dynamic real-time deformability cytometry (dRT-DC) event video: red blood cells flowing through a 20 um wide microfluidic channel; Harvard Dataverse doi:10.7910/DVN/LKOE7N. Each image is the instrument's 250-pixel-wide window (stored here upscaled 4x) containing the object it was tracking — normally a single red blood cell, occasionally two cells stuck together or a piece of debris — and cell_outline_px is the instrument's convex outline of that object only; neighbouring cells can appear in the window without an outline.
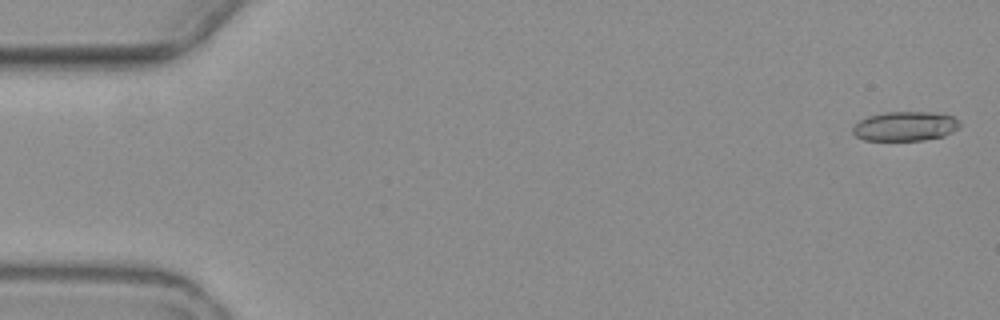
{"species": "common noctule bat (a hibernating species)", "species_latin": "Nyctalus noctula", "temperature_condition": "warm", "stored_images_in_passage": 10, "camera_frame_rate_fps": 3000, "um_per_image_px": 0.085, "animal": {"sex": "female", "body_mass_g": 19.3, "forearm_length_mm": 54.1}, "frame": {"image": 1, "passage_image": 1, "time_ms": 0.0, "image_size_px": [1000, 320], "cell_outline_px": [[960, 128], [944, 136], [924, 140], [864, 140], [856, 136], [852, 132], [852, 128], [860, 120], [868, 116], [888, 112], [936, 112], [952, 116], [960, 120]], "centroid_in_image_um": [76.98, 10.73], "position_along_channel_um": 8.0, "area_um2": 18.44}}
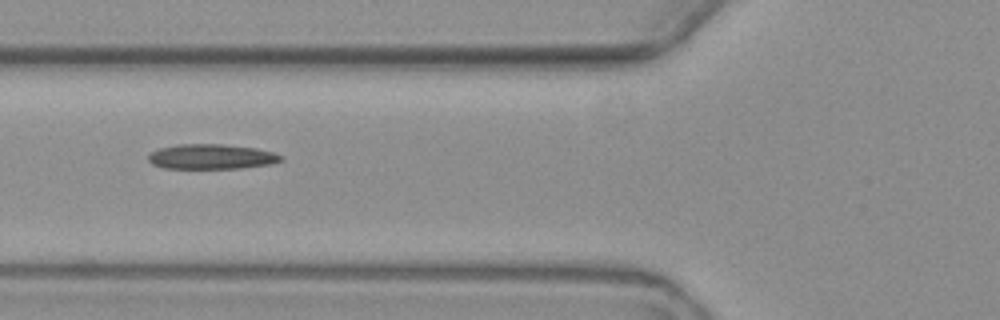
{"frame": {"image": 2, "passage_image": 6, "time_ms": 7.0, "image_size_px": [1000, 320], "cell_outline_px": [[284, 160], [272, 164], [240, 168], [164, 168], [152, 164], [148, 160], [148, 156], [152, 152], [160, 148], [180, 144], [224, 144], [256, 148], [272, 152], [284, 156]], "centroid_in_image_um": [18.01, 13.31], "position_along_channel_um": 107.8, "area_um2": 19.31}}
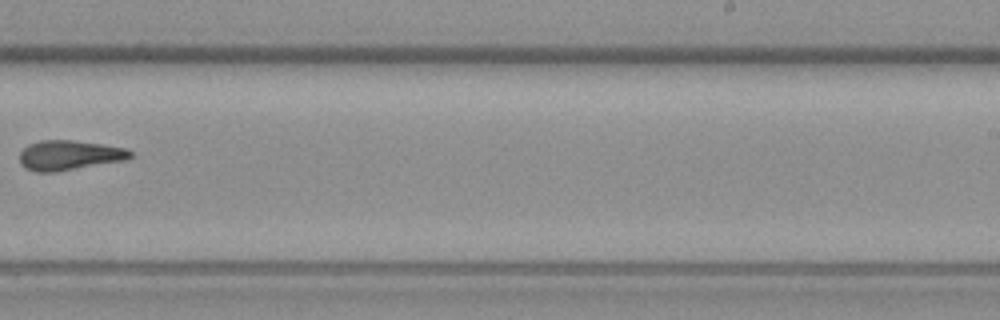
{"frame": {"image": 3, "passage_image": 10, "time_ms": 12.0, "image_size_px": [1000, 320], "cell_outline_px": [[136, 156], [124, 160], [56, 172], [36, 172], [24, 168], [20, 164], [20, 152], [28, 144], [40, 140], [72, 140], [128, 148]], "centroid_in_image_um": [5.89, 13.2], "position_along_channel_um": 283.1, "area_um2": 19.36}}